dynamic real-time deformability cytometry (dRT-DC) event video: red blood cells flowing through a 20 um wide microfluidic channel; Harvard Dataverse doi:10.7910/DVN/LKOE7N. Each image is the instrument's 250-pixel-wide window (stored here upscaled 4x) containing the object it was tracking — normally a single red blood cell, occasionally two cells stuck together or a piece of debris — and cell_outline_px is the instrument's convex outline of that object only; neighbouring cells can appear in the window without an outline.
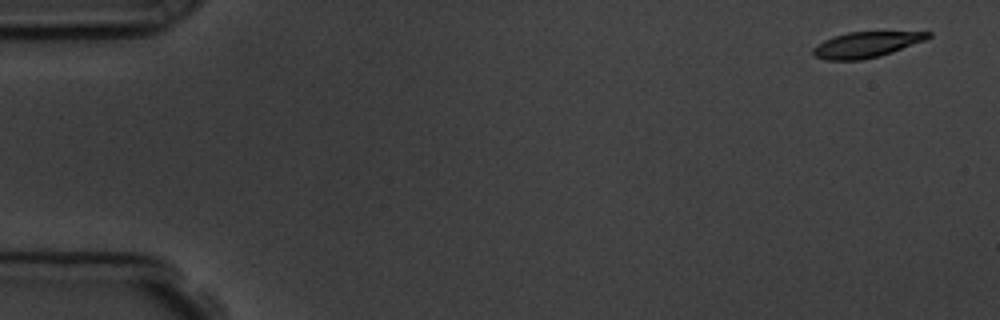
{"species": "common noctule bat (a hibernating species)", "species_latin": "Nyctalus noctula", "temperature_condition": "room temperature", "stored_images_in_passage": 5, "camera_frame_rate_fps": 3000, "um_per_image_px": 0.085, "animal": {"sex": "male", "body_mass_g": 19.5, "forearm_length_mm": 54.6}, "frame": {"image": 1, "passage_image": 1, "time_ms": 0.0, "image_size_px": [1000, 320], "cell_outline_px": [[932, 36], [924, 40], [892, 52], [880, 56], [860, 60], [824, 60], [816, 56], [812, 52], [812, 48], [816, 44], [832, 36], [848, 32], [932, 32]], "centroid_in_image_um": [73.57, 3.8], "position_along_channel_um": 11.4, "area_um2": 17.11}}
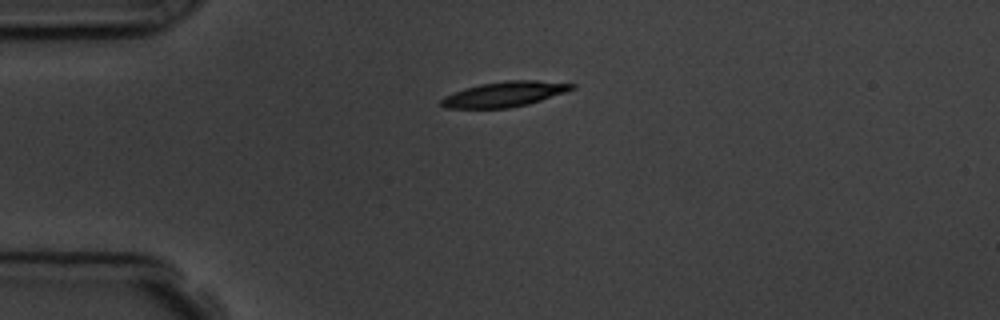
{"frame": {"image": 2, "passage_image": 4, "time_ms": 3.667, "image_size_px": [1000, 320], "cell_outline_px": [[576, 88], [528, 104], [508, 108], [444, 108], [440, 104], [440, 100], [444, 96], [464, 88], [480, 84], [508, 80], [536, 80], [576, 84]], "centroid_in_image_um": [42.85, 8.0], "position_along_channel_um": 42.1, "area_um2": 19.07}}